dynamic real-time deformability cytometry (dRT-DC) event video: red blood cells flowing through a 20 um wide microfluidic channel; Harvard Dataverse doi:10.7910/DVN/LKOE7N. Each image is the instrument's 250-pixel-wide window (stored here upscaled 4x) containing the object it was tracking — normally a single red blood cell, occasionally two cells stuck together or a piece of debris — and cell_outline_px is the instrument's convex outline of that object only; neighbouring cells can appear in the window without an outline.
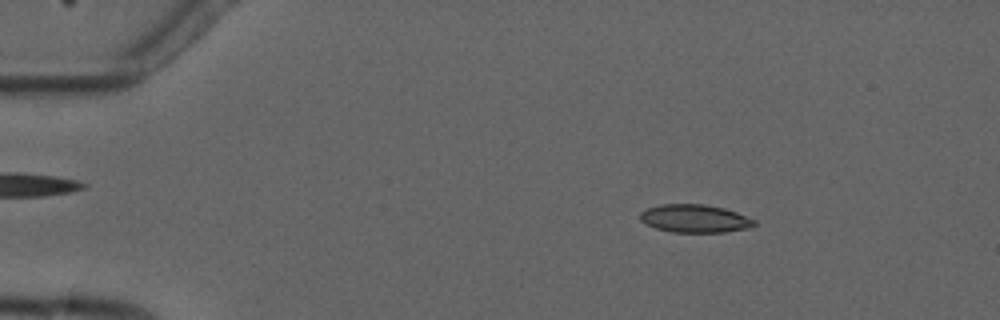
{"species": "common noctule bat (a hibernating species)", "species_latin": "Nyctalus noctula", "temperature_condition": "cold", "stored_images_in_passage": 4, "camera_frame_rate_fps": 3000, "um_per_image_px": 0.085, "animal": {"sex": "male", "forearm_length_mm": 52.5}, "frame": {"image": 1, "passage_image": 1, "time_ms": 0.0, "image_size_px": [1000, 320], "cell_outline_px": [[756, 224], [752, 228], [724, 232], [672, 232], [656, 228], [640, 220], [640, 212], [648, 208], [660, 204], [704, 204], [724, 208], [736, 212], [756, 220]], "centroid_in_image_um": [59.09, 18.58], "position_along_channel_um": 25.9, "area_um2": 18.67}}